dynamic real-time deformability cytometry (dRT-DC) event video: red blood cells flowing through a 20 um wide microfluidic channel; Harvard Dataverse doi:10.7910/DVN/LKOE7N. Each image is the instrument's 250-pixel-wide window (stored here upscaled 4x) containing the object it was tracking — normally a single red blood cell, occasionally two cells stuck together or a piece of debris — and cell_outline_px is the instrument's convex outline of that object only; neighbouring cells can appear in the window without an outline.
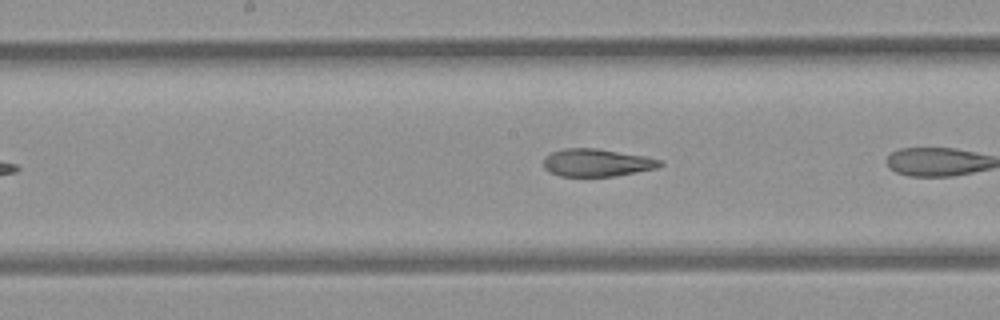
{"species": "common noctule bat (a hibernating species)", "species_latin": "Nyctalus noctula", "temperature_condition": "room temperature", "stored_images_in_passage": 8, "camera_frame_rate_fps": 3000, "um_per_image_px": 0.085, "animal": {"sex": "female", "body_mass_g": 21.9}, "frame": {"image": 1, "passage_image": 7, "time_ms": 2.0, "image_size_px": [1000, 320], "cell_outline_px": [[664, 164], [656, 168], [612, 176], [560, 176], [548, 172], [544, 168], [544, 156], [552, 152], [564, 148], [596, 148], [644, 156], [660, 160]], "centroid_in_image_um": [50.67, 13.82], "position_along_channel_um": 197.5, "area_um2": 18.61}}